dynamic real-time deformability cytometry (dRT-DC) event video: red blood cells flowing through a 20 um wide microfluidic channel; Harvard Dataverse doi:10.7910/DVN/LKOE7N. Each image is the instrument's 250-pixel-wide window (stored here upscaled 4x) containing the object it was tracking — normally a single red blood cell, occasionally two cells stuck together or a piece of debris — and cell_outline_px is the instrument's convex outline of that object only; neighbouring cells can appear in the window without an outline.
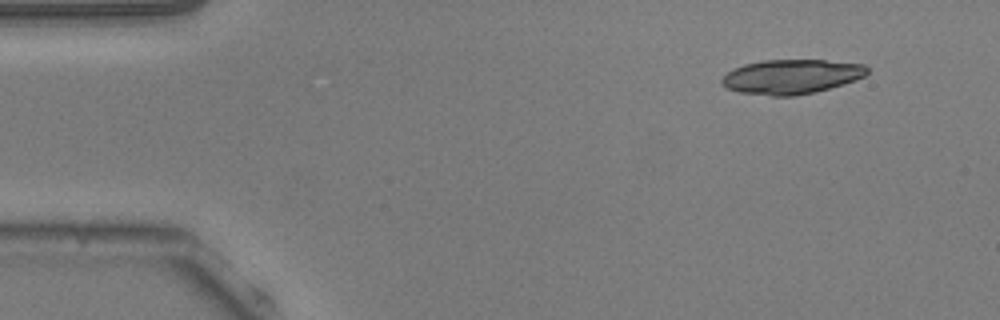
{"species": "common noctule bat (a hibernating species)", "species_latin": "Nyctalus noctula", "temperature_condition": "warm", "stored_images_in_passage": 38, "camera_frame_rate_fps": 3000, "um_per_image_px": 0.085, "animal": {"sex": "male", "body_mass_g": 20.5, "forearm_length_mm": 52.5}, "frame": {"image": 1, "passage_image": 1, "time_ms": 0.0, "image_size_px": [1000, 320], "cell_outline_px": [[868, 72], [864, 76], [856, 80], [828, 88], [812, 92], [792, 96], [772, 96], [740, 92], [728, 88], [720, 84], [720, 80], [732, 68], [744, 64], [764, 60], [824, 60], [864, 64], [868, 68]], "centroid_in_image_um": [67.24, 6.5], "position_along_channel_um": 17.8, "area_um2": 29.07}}